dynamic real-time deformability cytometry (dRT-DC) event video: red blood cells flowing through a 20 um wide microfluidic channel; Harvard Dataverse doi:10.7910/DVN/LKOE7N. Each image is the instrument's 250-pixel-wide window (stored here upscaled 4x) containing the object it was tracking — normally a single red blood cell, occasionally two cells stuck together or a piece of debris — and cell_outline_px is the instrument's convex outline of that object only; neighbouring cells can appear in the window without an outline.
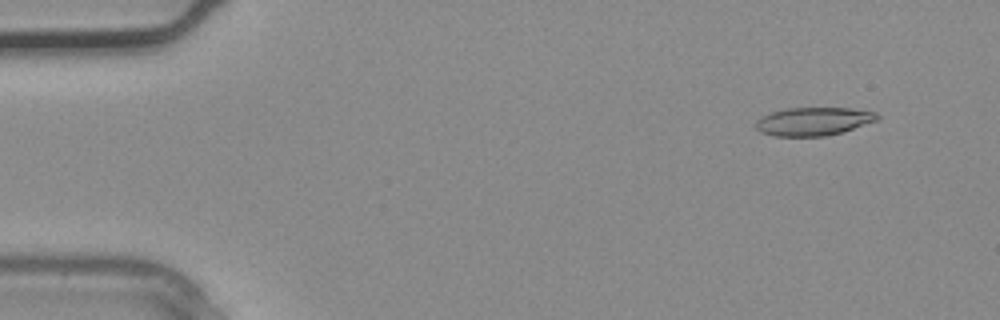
{"species": "common noctule bat (a hibernating species)", "species_latin": "Nyctalus noctula", "temperature_condition": "warm", "stored_images_in_passage": 2, "camera_frame_rate_fps": 3000, "um_per_image_px": 0.085, "animal": {"sex": "male", "body_mass_g": 20.4}, "frame": {"image": 1, "passage_image": 1, "time_ms": 0.0, "image_size_px": [1000, 320], "cell_outline_px": [[880, 120], [844, 132], [824, 136], [772, 136], [760, 132], [756, 128], [756, 120], [760, 116], [772, 112], [788, 108], [852, 108], [876, 112], [880, 116]], "centroid_in_image_um": [69.18, 10.32], "position_along_channel_um": 15.8, "area_um2": 20.29}}